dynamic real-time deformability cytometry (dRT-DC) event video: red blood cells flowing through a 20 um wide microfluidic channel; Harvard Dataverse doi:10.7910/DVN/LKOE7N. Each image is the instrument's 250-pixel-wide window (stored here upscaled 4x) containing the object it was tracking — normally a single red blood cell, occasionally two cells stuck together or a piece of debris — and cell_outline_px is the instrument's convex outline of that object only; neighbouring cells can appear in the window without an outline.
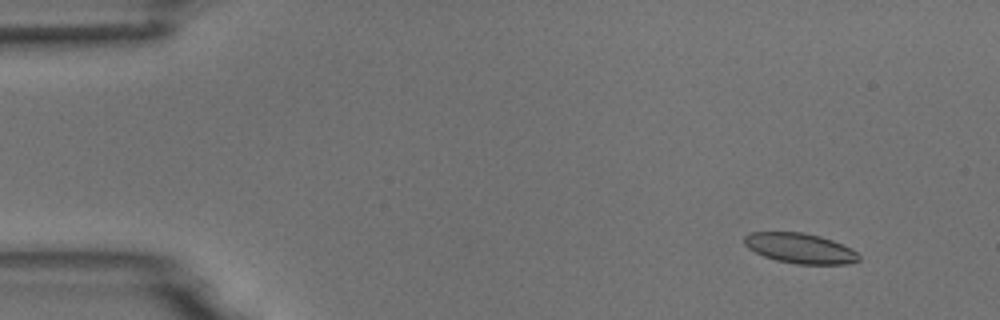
{"species": "common noctule bat (a hibernating species)", "species_latin": "Nyctalus noctula", "temperature_condition": "room temperature", "stored_images_in_passage": 5, "camera_frame_rate_fps": 3000, "um_per_image_px": 0.085, "animal": {"sex": "male", "body_mass_g": 18.8}, "frame": {"image": 1, "passage_image": 2, "time_ms": 1.0, "image_size_px": [1000, 320], "cell_outline_px": [[860, 260], [848, 264], [796, 264], [776, 260], [764, 256], [748, 248], [744, 244], [744, 236], [752, 232], [804, 232], [820, 236], [832, 240], [852, 248], [860, 256]], "centroid_in_image_um": [68.02, 21.1], "position_along_channel_um": 17.0, "area_um2": 20.17}}
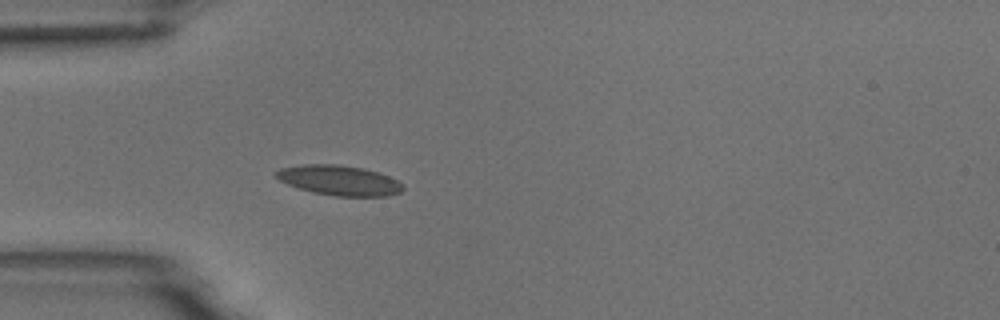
{"frame": {"image": 2, "passage_image": 5, "time_ms": 4.667, "image_size_px": [1000, 320], "cell_outline_px": [[404, 188], [400, 192], [388, 196], [336, 196], [312, 192], [288, 184], [280, 180], [276, 176], [276, 172], [280, 168], [304, 164], [340, 164], [364, 168], [380, 172], [404, 184]], "centroid_in_image_um": [28.87, 15.32], "position_along_channel_um": 56.1, "area_um2": 22.2}}